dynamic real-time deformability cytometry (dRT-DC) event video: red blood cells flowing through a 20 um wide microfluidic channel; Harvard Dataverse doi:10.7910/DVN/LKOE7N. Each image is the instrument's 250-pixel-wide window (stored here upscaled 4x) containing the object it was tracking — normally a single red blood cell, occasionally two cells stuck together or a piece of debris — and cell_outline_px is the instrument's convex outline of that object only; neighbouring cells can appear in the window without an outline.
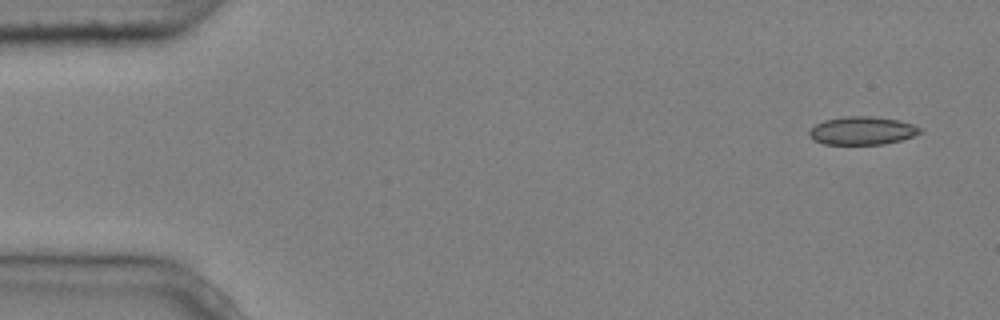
{"species": "common noctule bat (a hibernating species)", "species_latin": "Nyctalus noctula", "temperature_condition": "cold", "stored_images_in_passage": 6, "camera_frame_rate_fps": 3000, "um_per_image_px": 0.085, "animal": {"sex": "male", "body_mass_g": 20.4}, "frame": {"image": 1, "passage_image": 1, "time_ms": 0.0, "image_size_px": [1000, 320], "cell_outline_px": [[924, 132], [900, 140], [884, 144], [824, 144], [812, 140], [808, 136], [808, 132], [816, 124], [824, 120], [844, 116], [872, 116], [896, 120], [912, 124], [920, 128]], "centroid_in_image_um": [73.25, 11.11], "position_along_channel_um": 11.8, "area_um2": 18.15}}
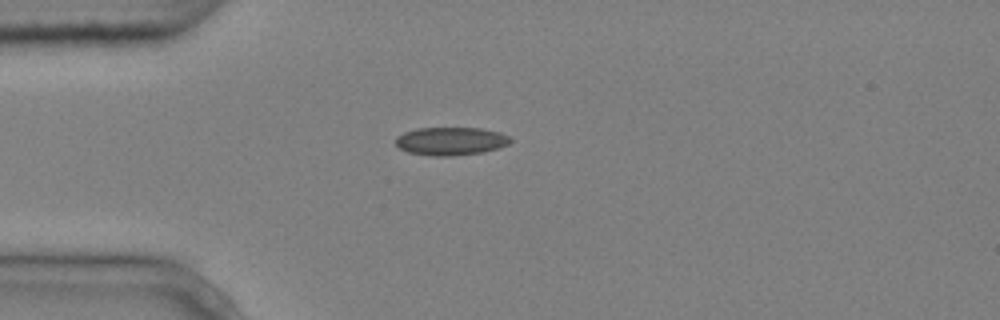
{"frame": {"image": 2, "passage_image": 4, "time_ms": 1.0, "image_size_px": [1000, 320], "cell_outline_px": [[512, 140], [508, 144], [484, 152], [452, 156], [432, 156], [408, 152], [400, 148], [396, 144], [396, 136], [404, 132], [416, 128], [480, 128], [500, 132], [508, 136]], "centroid_in_image_um": [38.3, 11.99], "position_along_channel_um": 46.7, "area_um2": 18.79}}